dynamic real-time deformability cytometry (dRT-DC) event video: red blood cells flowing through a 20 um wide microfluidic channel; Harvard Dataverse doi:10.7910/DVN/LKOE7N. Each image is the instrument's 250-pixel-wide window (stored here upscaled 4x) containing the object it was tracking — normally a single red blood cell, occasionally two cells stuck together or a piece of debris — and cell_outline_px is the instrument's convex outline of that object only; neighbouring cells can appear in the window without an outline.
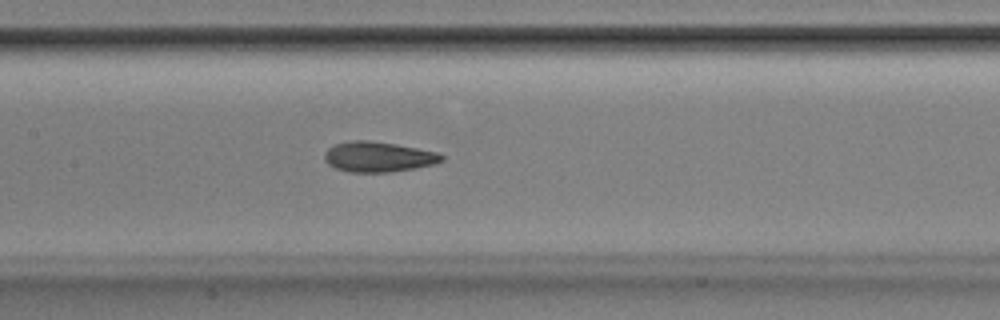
{"species": "Egyptian fruit bat (a non-hibernating species)", "species_latin": "Rousettus aegyptiacus", "temperature_condition": "room temperature", "stored_images_in_passage": 49, "camera_frame_rate_fps": 3000, "um_per_image_px": 0.085, "animal": {"sex": "male"}, "frame": {"image": 1, "passage_image": 25, "time_ms": 8.0, "image_size_px": [1000, 320], "cell_outline_px": [[444, 160], [432, 164], [416, 168], [388, 172], [348, 172], [336, 168], [328, 164], [324, 160], [324, 152], [328, 148], [336, 144], [352, 140], [368, 140], [396, 144], [436, 152], [444, 156]], "centroid_in_image_um": [32.12, 13.33], "position_along_channel_um": 175.3, "area_um2": 20.58}}
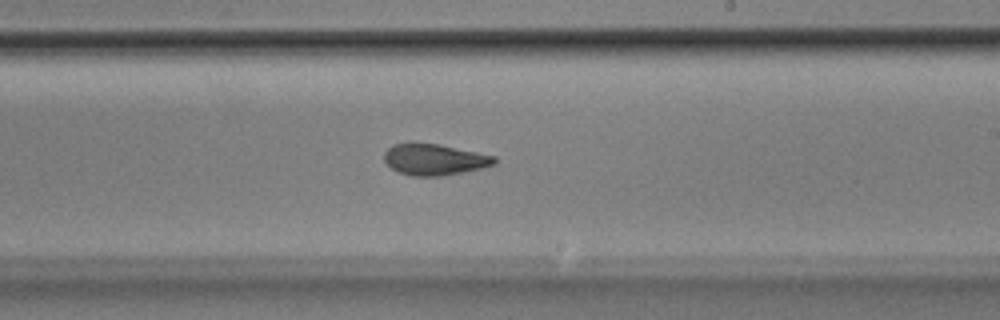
{"frame": {"image": 2, "passage_image": 31, "time_ms": 10.0, "image_size_px": [1000, 320], "cell_outline_px": [[496, 164], [464, 172], [440, 176], [412, 176], [400, 172], [392, 168], [384, 160], [384, 152], [392, 144], [412, 140], [436, 144], [496, 156]], "centroid_in_image_um": [36.88, 13.53], "position_along_channel_um": 252.1, "area_um2": 20.29}}
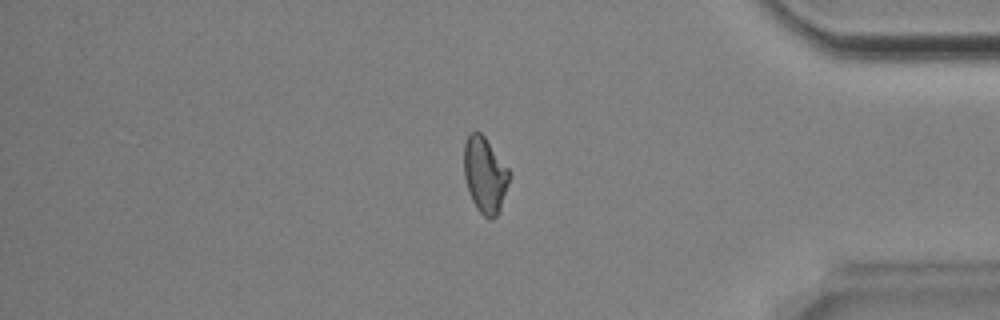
{"frame": {"image": 3, "passage_image": 44, "time_ms": 14.333, "image_size_px": [1000, 320], "cell_outline_px": [[512, 176], [500, 208], [496, 216], [492, 220], [488, 220], [476, 208], [472, 200], [464, 176], [464, 144], [468, 132], [480, 132], [484, 136], [512, 172]], "centroid_in_image_um": [41.24, 14.86], "position_along_channel_um": 394.0, "area_um2": 20.29}, "authors_computed_cell_mechanics": {"area_um2": 20.6924, "velocity_mm_per_s": 3.8669, "shape_relaxation_time_tau1_ms": 2.8857, "shape_relaxation_time_tau2_ms": 2.0536, "deformation_change_tau1": 0.141, "deformation_change_tau2": 0.0899}}